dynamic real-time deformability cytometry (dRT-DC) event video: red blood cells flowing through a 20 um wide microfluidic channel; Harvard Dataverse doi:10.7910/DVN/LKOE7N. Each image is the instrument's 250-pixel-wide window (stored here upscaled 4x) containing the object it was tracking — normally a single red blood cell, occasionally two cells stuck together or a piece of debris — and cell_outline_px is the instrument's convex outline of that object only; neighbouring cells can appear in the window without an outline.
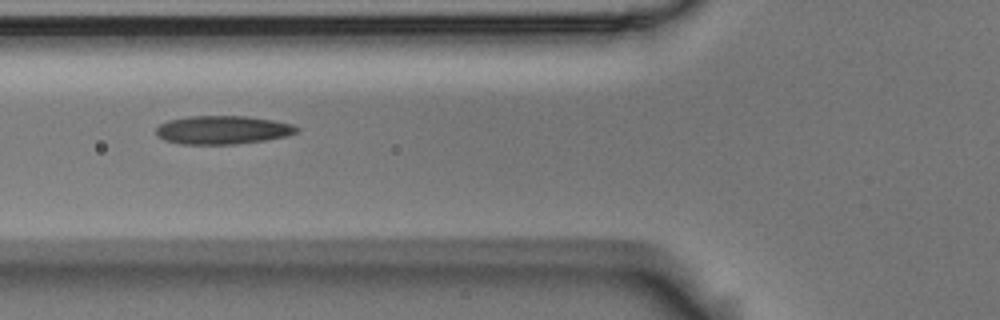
{"species": "Egyptian fruit bat (a non-hibernating species)", "species_latin": "Rousettus aegyptiacus", "temperature_condition": "room temperature", "stored_images_in_passage": 6, "camera_frame_rate_fps": 3000, "um_per_image_px": 0.085, "animal": {"sex": "male"}, "frame": {"image": 1, "passage_image": 3, "time_ms": 0.667, "image_size_px": [1000, 320], "cell_outline_px": [[300, 132], [288, 136], [264, 140], [236, 144], [180, 144], [164, 140], [156, 136], [156, 128], [160, 124], [168, 120], [188, 116], [248, 116], [272, 120], [292, 124], [300, 128]], "centroid_in_image_um": [18.93, 11.04], "position_along_channel_um": 106.9, "area_um2": 23.52}}
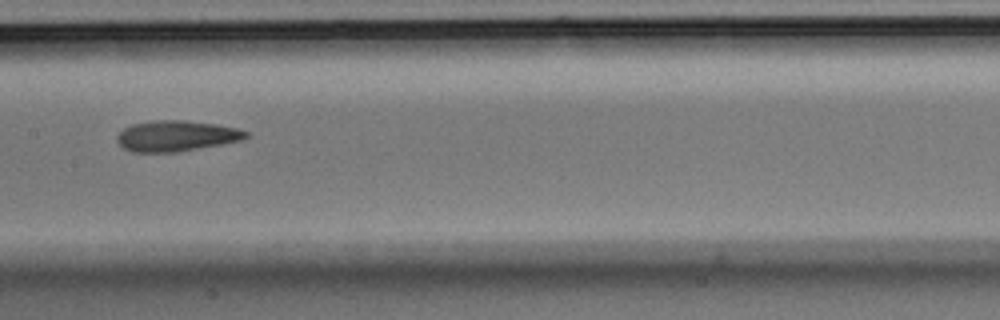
{"frame": {"image": 2, "passage_image": 5, "time_ms": 1.333, "image_size_px": [1000, 320], "cell_outline_px": [[248, 136], [240, 140], [220, 144], [176, 152], [132, 152], [124, 148], [116, 140], [116, 136], [124, 128], [132, 124], [152, 120], [184, 120], [216, 124], [236, 128], [248, 132]], "centroid_in_image_um": [14.94, 11.54], "position_along_channel_um": 192.5, "area_um2": 22.89}}
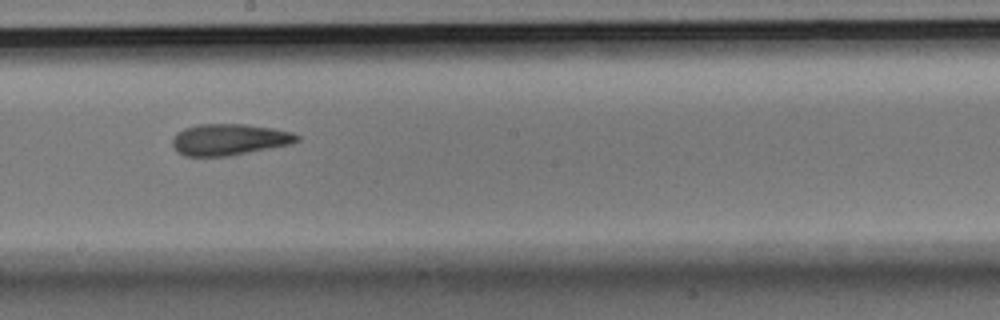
{"frame": {"image": 3, "passage_image": 6, "time_ms": 1.667, "image_size_px": [1000, 320], "cell_outline_px": [[300, 140], [292, 144], [228, 156], [184, 156], [176, 152], [172, 144], [172, 140], [176, 132], [184, 128], [200, 124], [244, 124], [272, 128], [292, 132], [300, 136]], "centroid_in_image_um": [19.47, 11.86], "position_along_channel_um": 228.7, "area_um2": 22.89}}